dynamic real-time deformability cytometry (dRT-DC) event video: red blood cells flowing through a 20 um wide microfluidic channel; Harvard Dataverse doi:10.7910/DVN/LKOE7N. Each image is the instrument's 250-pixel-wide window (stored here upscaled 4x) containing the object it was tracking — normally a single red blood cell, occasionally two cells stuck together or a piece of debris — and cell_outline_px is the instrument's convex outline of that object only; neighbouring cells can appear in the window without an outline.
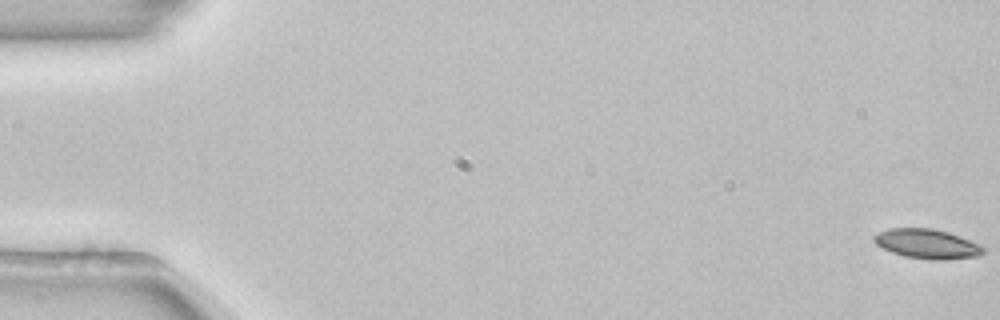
{"species": "common noctule bat (a hibernating species)", "species_latin": "Nyctalus noctula", "temperature_condition": "room temperature", "stored_images_in_passage": 54, "camera_frame_rate_fps": 3000, "um_per_image_px": 0.085, "animal": {"sex": "female", "body_mass_g": 22.7, "forearm_length_mm": 54.2}, "frame": {"image": 1, "passage_image": 1, "time_ms": 0.0, "image_size_px": [1000, 320], "cell_outline_px": [[984, 252], [980, 256], [944, 260], [932, 260], [904, 256], [892, 252], [876, 244], [872, 240], [872, 236], [888, 228], [932, 228], [948, 232], [960, 236], [980, 244], [984, 248]], "centroid_in_image_um": [78.81, 20.73], "position_along_channel_um": 6.2, "area_um2": 18.9}}
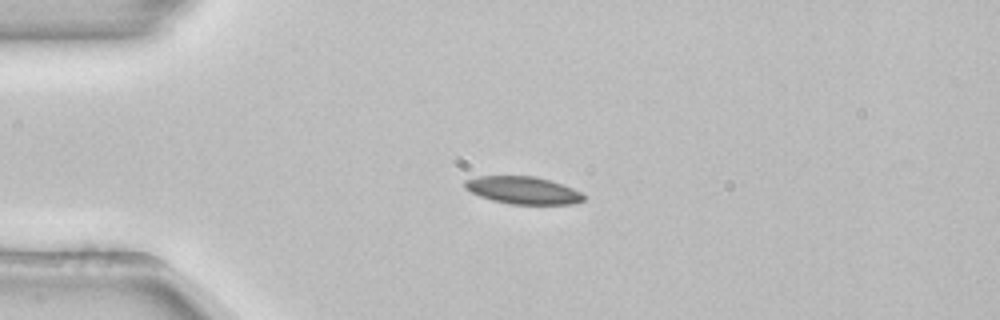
{"frame": {"image": 2, "passage_image": 14, "time_ms": 4.333, "image_size_px": [1000, 320], "cell_outline_px": [[584, 200], [572, 204], [508, 204], [492, 200], [480, 196], [464, 188], [464, 180], [480, 176], [536, 176], [572, 188], [580, 192], [584, 196]], "centroid_in_image_um": [44.42, 16.17], "position_along_channel_um": 40.6, "area_um2": 18.84}}
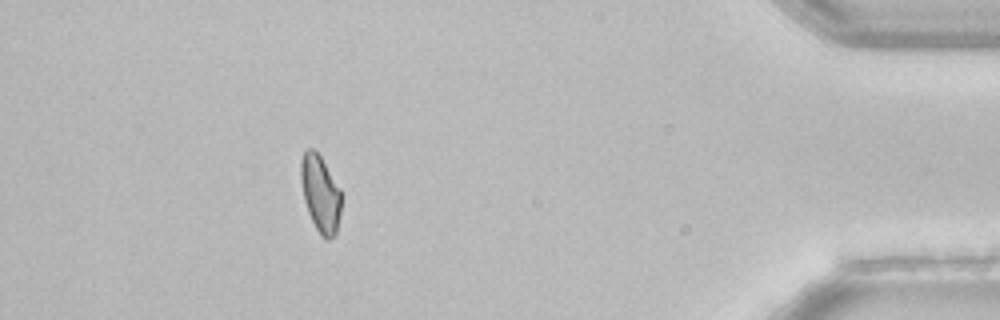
{"frame": {"image": 3, "passage_image": 49, "time_ms": 16.0, "image_size_px": [1000, 320], "cell_outline_px": [[340, 212], [336, 236], [328, 240], [324, 240], [316, 228], [308, 212], [304, 200], [300, 180], [300, 160], [304, 152], [308, 148], [312, 148], [320, 156], [340, 188]], "centroid_in_image_um": [27.22, 16.48], "position_along_channel_um": 408.0, "area_um2": 18.09}, "authors_computed_cell_mechanics": {"area_um2": 18.785, "velocity_mm_per_s": 3.8712, "shape_relaxation_time_tau1_ms": 6.9745, "shape_relaxation_time_tau2_ms": null, "deformation_change_tau1": 0.131, "deformation_change_tau2": null}}